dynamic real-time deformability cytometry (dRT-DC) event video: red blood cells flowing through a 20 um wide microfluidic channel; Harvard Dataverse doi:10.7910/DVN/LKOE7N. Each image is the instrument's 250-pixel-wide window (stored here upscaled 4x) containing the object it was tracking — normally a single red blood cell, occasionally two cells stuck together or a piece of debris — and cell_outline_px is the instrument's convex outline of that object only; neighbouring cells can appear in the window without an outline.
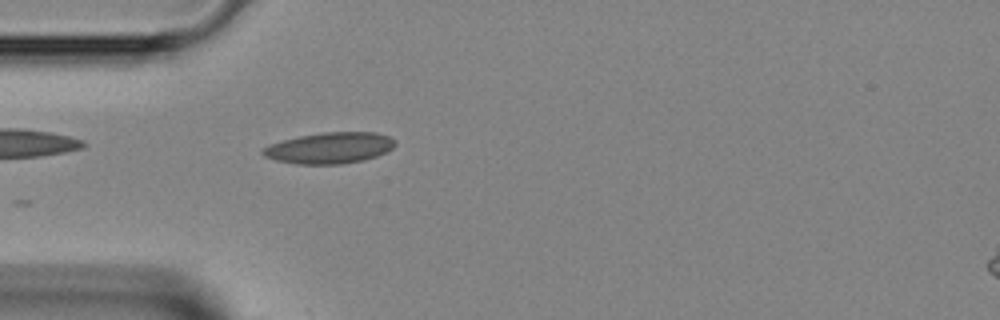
{"species": "Egyptian fruit bat (a non-hibernating species)", "species_latin": "Rousettus aegyptiacus", "temperature_condition": "room temperature", "stored_images_in_passage": 11, "camera_frame_rate_fps": 3000, "um_per_image_px": 0.085, "animal": {"sex": "female"}, "frame": {"image": 1, "passage_image": 1, "time_ms": 0.0, "image_size_px": [1000, 320], "cell_outline_px": [[396, 144], [388, 152], [364, 160], [340, 164], [296, 164], [276, 160], [264, 156], [260, 152], [264, 148], [272, 144], [284, 140], [300, 136], [324, 132], [376, 132], [388, 136], [396, 140]], "centroid_in_image_um": [28.06, 12.58], "position_along_channel_um": 56.9, "area_um2": 23.93}}
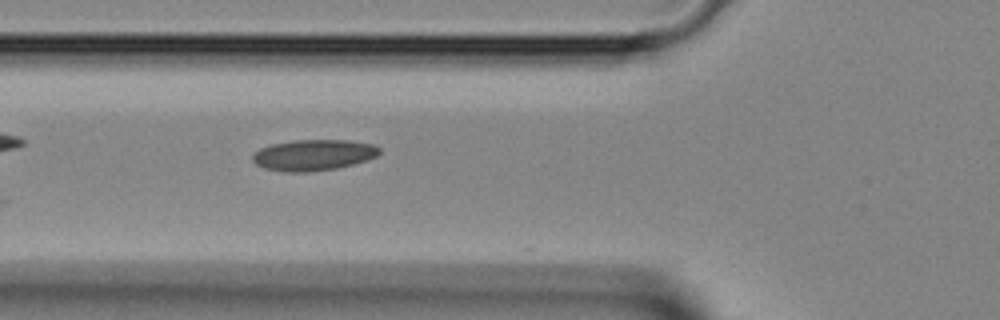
{"frame": {"image": 2, "passage_image": 4, "time_ms": 1.0, "image_size_px": [1000, 320], "cell_outline_px": [[380, 152], [376, 156], [352, 164], [336, 168], [308, 172], [284, 172], [264, 168], [256, 164], [252, 160], [252, 156], [260, 148], [272, 144], [296, 140], [348, 140], [372, 144], [380, 148]], "centroid_in_image_um": [26.61, 13.18], "position_along_channel_um": 99.2, "area_um2": 22.72}}